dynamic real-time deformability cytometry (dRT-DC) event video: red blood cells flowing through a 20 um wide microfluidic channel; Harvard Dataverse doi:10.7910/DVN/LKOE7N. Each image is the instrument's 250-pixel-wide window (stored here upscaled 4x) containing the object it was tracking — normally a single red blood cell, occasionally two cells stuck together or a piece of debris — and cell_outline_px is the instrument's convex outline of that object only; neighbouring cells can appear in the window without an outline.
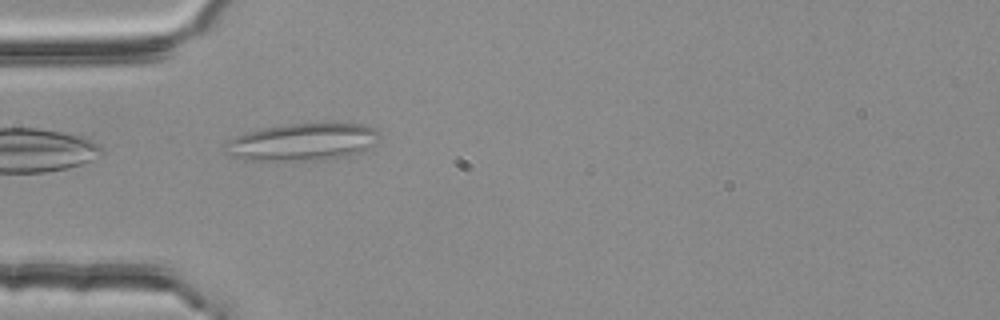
{"species": "common noctule bat (a hibernating species)", "species_latin": "Nyctalus noctula", "temperature_condition": "room temperature", "stored_images_in_passage": 38, "camera_frame_rate_fps": 3000, "um_per_image_px": 0.085, "animal": {"sex": "female", "body_mass_g": 25.1}, "frame": {"image": 1, "passage_image": 1, "time_ms": 0.0, "image_size_px": [1000, 320], "cell_outline_px": [[380, 136], [372, 144], [360, 152], [348, 156], [324, 160], [244, 160], [228, 156], [224, 152], [228, 140], [244, 132], [260, 128], [284, 124], [364, 124], [376, 128]], "centroid_in_image_um": [25.65, 12.07], "position_along_channel_um": 59.3, "area_um2": 33.64}}
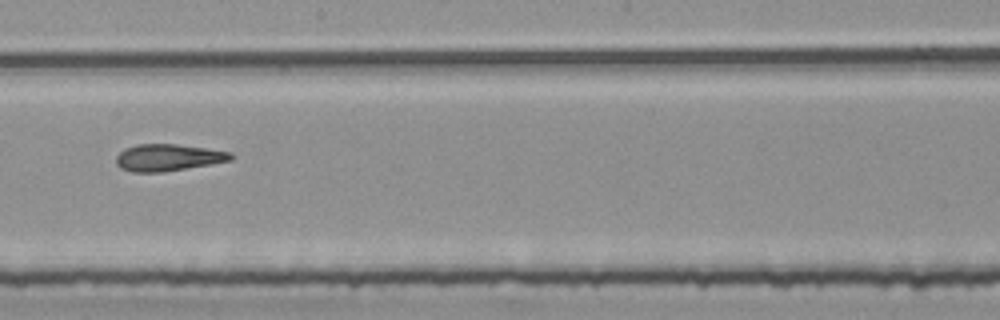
{"frame": {"image": 2, "passage_image": 15, "time_ms": 4.667, "image_size_px": [1000, 320], "cell_outline_px": [[236, 156], [232, 160], [160, 172], [132, 172], [120, 168], [116, 164], [116, 156], [124, 148], [136, 144], [176, 144], [232, 152]], "centroid_in_image_um": [14.26, 13.38], "position_along_channel_um": 233.9, "area_um2": 17.86}}
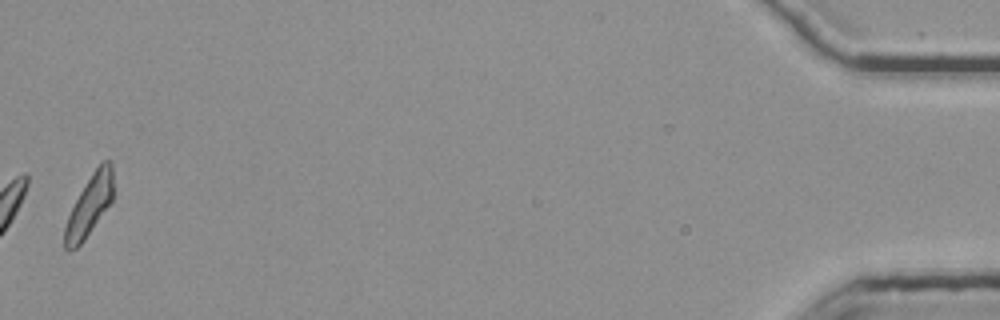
{"frame": {"image": 3, "passage_image": 38, "time_ms": 12.333, "image_size_px": [1000, 320], "cell_outline_px": [[112, 200], [84, 240], [76, 248], [68, 252], [64, 248], [64, 228], [68, 216], [80, 192], [92, 172], [104, 160], [112, 160]], "centroid_in_image_um": [7.58, 17.49], "position_along_channel_um": 427.6, "area_um2": 16.76}, "authors_computed_cell_mechanics": {"area_um2": 17.9469, "velocity_mm_per_s": 3.7839, "shape_relaxation_time_tau1_ms": null, "shape_relaxation_time_tau2_ms": 3.0867, "deformation_change_tau1": null, "deformation_change_tau2": 0.1348}}